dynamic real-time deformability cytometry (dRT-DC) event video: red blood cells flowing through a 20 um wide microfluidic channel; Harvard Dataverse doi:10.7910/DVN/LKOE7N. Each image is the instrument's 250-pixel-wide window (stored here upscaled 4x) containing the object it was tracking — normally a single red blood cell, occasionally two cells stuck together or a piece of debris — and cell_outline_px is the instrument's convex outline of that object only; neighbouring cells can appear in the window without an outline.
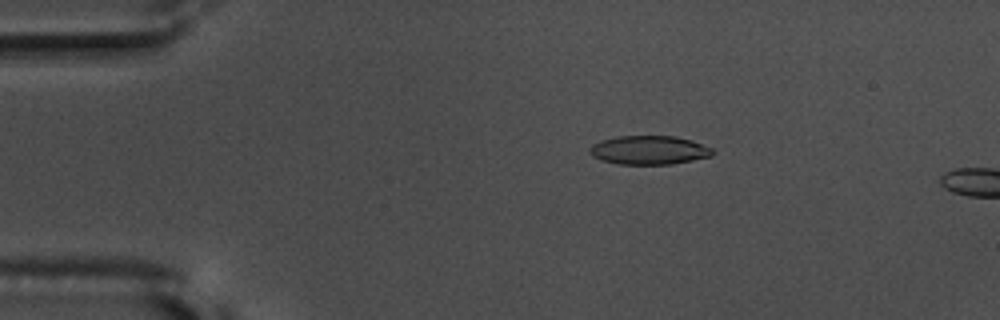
{"species": "common noctule bat (a hibernating species)", "species_latin": "Nyctalus noctula", "temperature_condition": "warm", "stored_images_in_passage": 7, "camera_frame_rate_fps": 3000, "um_per_image_px": 0.085, "animal": {"sex": "male", "body_mass_g": 17.5, "forearm_length_mm": 52.3}, "frame": {"image": 1, "passage_image": 3, "time_ms": 0.667, "image_size_px": [1000, 320], "cell_outline_px": [[712, 156], [672, 164], [620, 164], [604, 160], [592, 156], [588, 152], [592, 144], [600, 140], [616, 136], [676, 136], [692, 140], [712, 148]], "centroid_in_image_um": [55.16, 12.75], "position_along_channel_um": 29.8, "area_um2": 20.58}}